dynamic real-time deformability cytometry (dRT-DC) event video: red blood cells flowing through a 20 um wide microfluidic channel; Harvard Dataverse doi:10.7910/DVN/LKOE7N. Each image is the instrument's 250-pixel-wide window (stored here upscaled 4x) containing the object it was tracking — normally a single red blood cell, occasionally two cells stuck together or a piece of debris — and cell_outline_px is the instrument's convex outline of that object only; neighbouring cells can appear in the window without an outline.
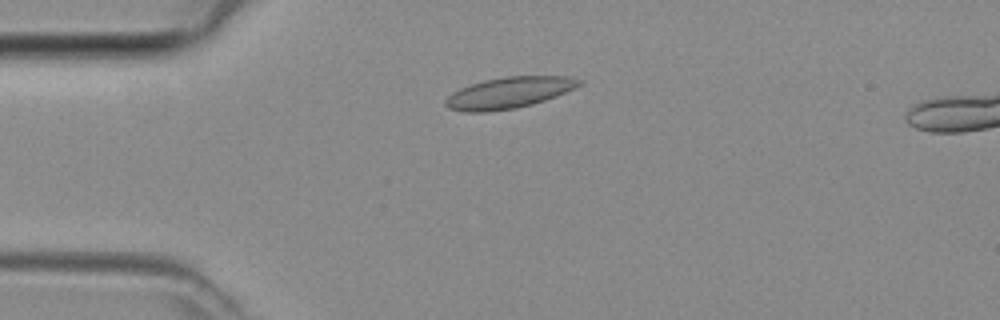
{"species": "common noctule bat (a hibernating species)", "species_latin": "Nyctalus noctula", "temperature_condition": "room temperature", "stored_images_in_passage": 15, "camera_frame_rate_fps": 3000, "um_per_image_px": 0.085, "animal": {"sex": "female", "body_mass_g": 29.2, "forearm_length_mm": 56.3}, "frame": {"image": 1, "passage_image": 4, "time_ms": 1.0, "image_size_px": [1000, 320], "cell_outline_px": [[584, 80], [580, 84], [556, 96], [532, 104], [516, 108], [488, 112], [464, 112], [448, 108], [444, 104], [444, 100], [452, 92], [460, 88], [484, 80], [504, 76], [568, 76]], "centroid_in_image_um": [43.21, 7.88], "position_along_channel_um": 41.8, "area_um2": 24.28}}
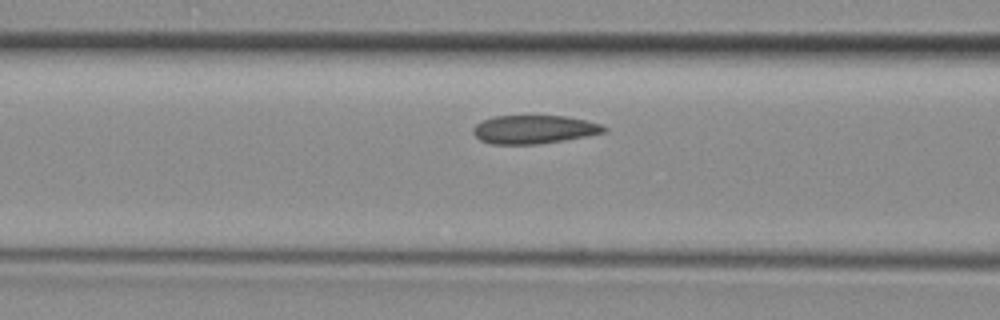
{"frame": {"image": 2, "passage_image": 11, "time_ms": 3.333, "image_size_px": [1000, 320], "cell_outline_px": [[608, 132], [588, 136], [564, 140], [536, 144], [492, 144], [480, 140], [472, 132], [472, 128], [476, 124], [492, 116], [568, 116], [600, 124], [608, 128]], "centroid_in_image_um": [45.41, 11.0], "position_along_channel_um": 121.2, "area_um2": 21.73}}
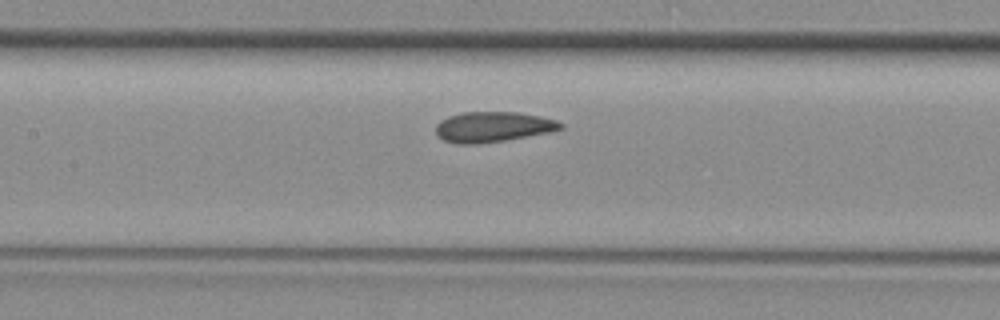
{"frame": {"image": 3, "passage_image": 14, "time_ms": 4.333, "image_size_px": [1000, 320], "cell_outline_px": [[564, 128], [548, 132], [504, 140], [476, 144], [460, 144], [444, 140], [436, 132], [436, 124], [440, 120], [448, 116], [460, 112], [520, 112], [540, 116], [556, 120], [564, 124]], "centroid_in_image_um": [41.89, 10.77], "position_along_channel_um": 165.5, "area_um2": 21.96}}